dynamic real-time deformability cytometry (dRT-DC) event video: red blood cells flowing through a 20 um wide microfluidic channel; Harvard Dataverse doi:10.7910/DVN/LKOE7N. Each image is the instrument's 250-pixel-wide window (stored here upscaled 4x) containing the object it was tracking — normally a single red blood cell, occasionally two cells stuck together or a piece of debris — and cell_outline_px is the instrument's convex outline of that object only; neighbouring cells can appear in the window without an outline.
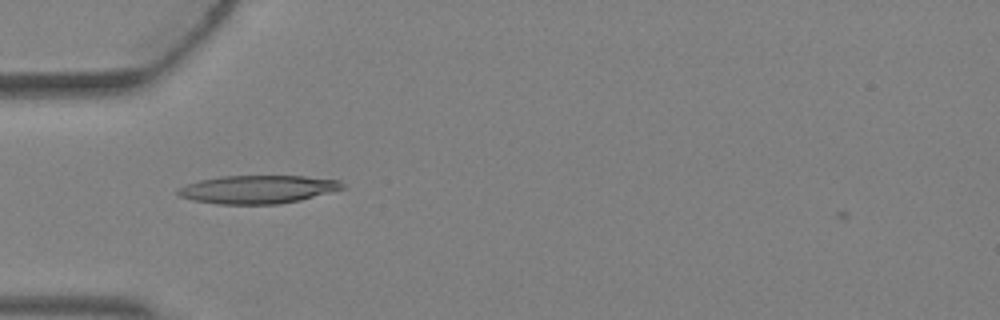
{"species": "Egyptian fruit bat (a non-hibernating species)", "species_latin": "Rousettus aegyptiacus", "temperature_condition": "warm", "stored_images_in_passage": 1, "camera_frame_rate_fps": 3000, "um_per_image_px": 0.085, "animal": {"sex": "female"}, "frame": {"image": 1, "passage_image": 1, "time_ms": 0.0, "image_size_px": [1000, 320], "cell_outline_px": [[348, 188], [300, 200], [280, 204], [216, 204], [196, 200], [180, 196], [176, 192], [176, 188], [184, 184], [200, 180], [220, 176], [304, 176], [340, 180]], "centroid_in_image_um": [21.94, 16.09], "position_along_channel_um": 63.1, "area_um2": 27.22}}